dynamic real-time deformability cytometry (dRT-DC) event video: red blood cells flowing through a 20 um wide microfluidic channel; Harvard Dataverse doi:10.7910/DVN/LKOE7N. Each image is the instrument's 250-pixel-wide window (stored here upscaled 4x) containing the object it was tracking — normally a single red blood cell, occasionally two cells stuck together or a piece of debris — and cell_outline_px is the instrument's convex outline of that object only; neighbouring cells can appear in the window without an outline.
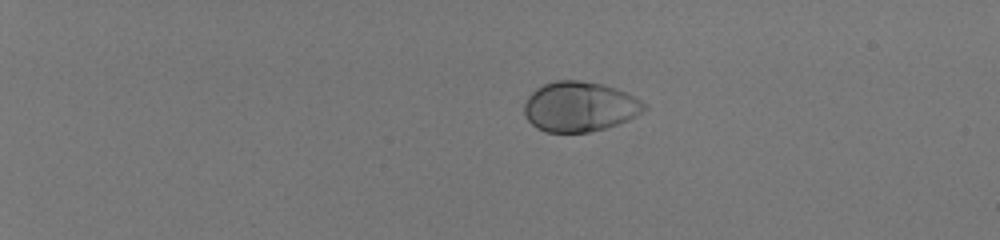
{"species": "human", "species_latin": "Homo sapiens", "temperature_condition": "room temperature", "stored_images_in_passage": 44, "camera_frame_rate_fps": 3000, "um_per_image_px": 0.085, "donor": {"sex": "male"}, "frame": {"image": 1, "passage_image": 1, "time_ms": 0.0, "image_size_px": [1000, 240], "cell_outline_px": [[648, 108], [636, 116], [628, 120], [604, 128], [588, 132], [548, 132], [536, 128], [524, 116], [524, 104], [528, 96], [536, 88], [544, 84], [556, 80], [580, 80], [604, 84], [628, 92], [636, 96]], "centroid_in_image_um": [49.27, 9.05], "position_along_channel_um": 35.7, "area_um2": 35.14}}
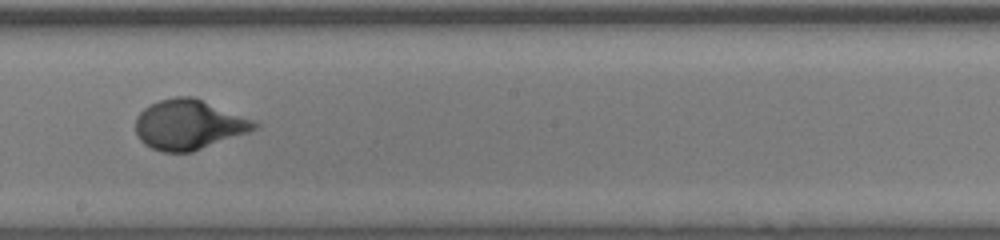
{"frame": {"image": 2, "passage_image": 25, "time_ms": 8.0, "image_size_px": [1000, 240], "cell_outline_px": [[260, 128], [192, 152], [164, 152], [152, 148], [144, 144], [140, 140], [136, 132], [136, 116], [144, 108], [160, 100], [176, 96], [192, 96], [256, 120], [260, 124]], "centroid_in_image_um": [16.08, 10.59], "position_along_channel_um": 232.1, "area_um2": 34.62}}
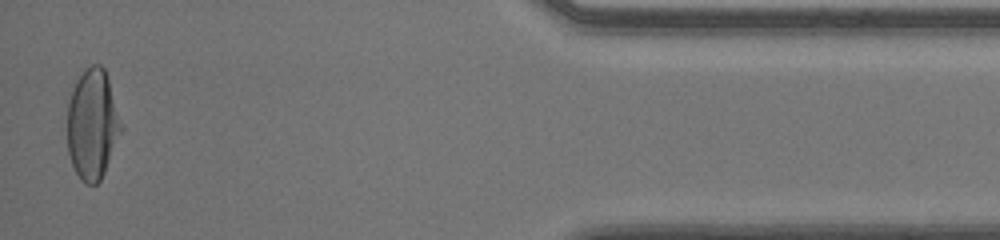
{"frame": {"image": 3, "passage_image": 43, "time_ms": 14.0, "image_size_px": [1000, 240], "cell_outline_px": [[124, 128], [104, 172], [100, 180], [96, 184], [88, 184], [80, 180], [72, 164], [68, 152], [68, 104], [76, 80], [92, 64], [100, 64], [104, 68]], "centroid_in_image_um": [7.88, 10.59], "position_along_channel_um": 427.3, "area_um2": 34.28}, "authors_computed_cell_mechanics": {"area_um2": 34.2176, "velocity_mm_per_s": 4.0391, "shape_relaxation_time_tau1_ms": 2.9389, "shape_relaxation_time_tau2_ms": null, "deformation_change_tau1": 0.2035, "deformation_change_tau2": null}}